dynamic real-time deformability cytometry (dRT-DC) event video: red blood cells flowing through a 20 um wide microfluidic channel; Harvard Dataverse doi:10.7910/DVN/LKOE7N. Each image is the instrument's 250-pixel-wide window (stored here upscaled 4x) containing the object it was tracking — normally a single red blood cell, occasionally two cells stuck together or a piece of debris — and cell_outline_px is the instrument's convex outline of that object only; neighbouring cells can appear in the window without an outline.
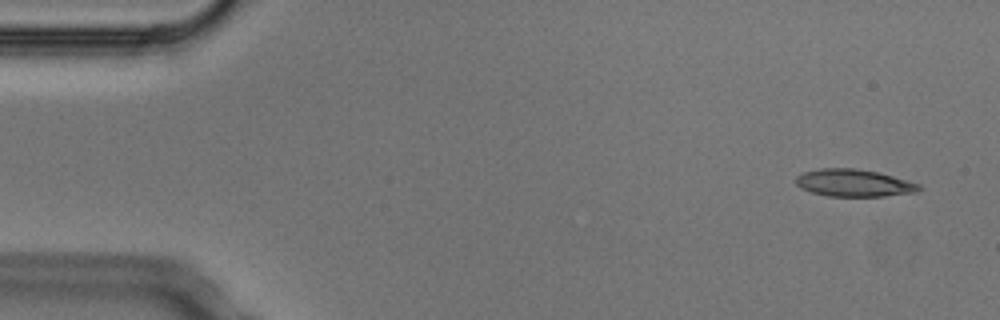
{"species": "Egyptian fruit bat (a non-hibernating species)", "species_latin": "Rousettus aegyptiacus", "temperature_condition": "cold", "stored_images_in_passage": 4, "camera_frame_rate_fps": 3000, "um_per_image_px": 0.085, "animal": {"sex": "male"}, "frame": {"image": 1, "passage_image": 1, "time_ms": 0.0, "image_size_px": [1000, 320], "cell_outline_px": [[924, 188], [916, 192], [884, 196], [828, 196], [812, 192], [800, 188], [796, 184], [796, 176], [800, 172], [820, 168], [856, 168], [876, 172], [908, 180], [920, 184]], "centroid_in_image_um": [72.56, 15.54], "position_along_channel_um": 12.4, "area_um2": 19.71}}
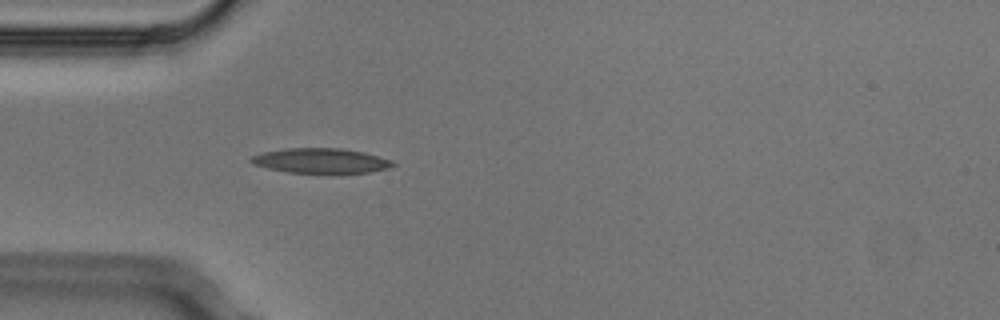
{"frame": {"image": 2, "passage_image": 4, "time_ms": 1.0, "image_size_px": [1000, 320], "cell_outline_px": [[396, 164], [392, 168], [368, 172], [336, 176], [288, 172], [268, 168], [252, 164], [248, 160], [252, 156], [264, 152], [288, 148], [340, 148], [364, 152], [392, 160]], "centroid_in_image_um": [27.33, 13.71], "position_along_channel_um": 57.7, "area_um2": 21.5}}